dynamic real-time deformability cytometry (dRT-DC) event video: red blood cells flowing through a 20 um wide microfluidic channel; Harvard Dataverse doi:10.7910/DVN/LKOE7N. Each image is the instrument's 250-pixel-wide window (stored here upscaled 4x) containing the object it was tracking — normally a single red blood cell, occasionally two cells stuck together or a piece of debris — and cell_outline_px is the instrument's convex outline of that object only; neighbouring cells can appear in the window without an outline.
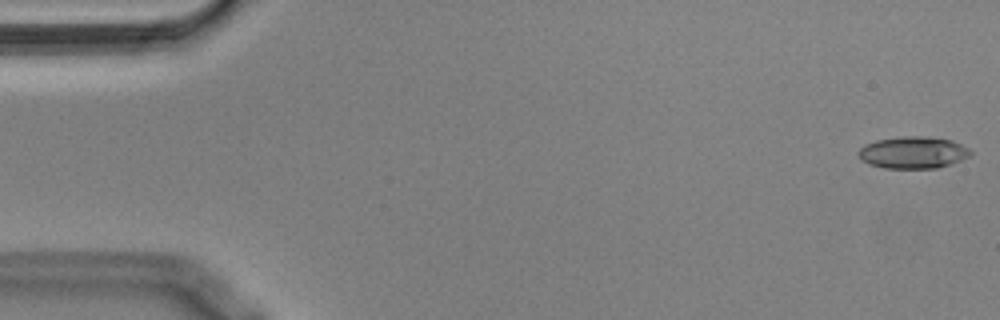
{"species": "Egyptian fruit bat (a non-hibernating species)", "species_latin": "Rousettus aegyptiacus", "temperature_condition": "cold", "stored_images_in_passage": 55, "camera_frame_rate_fps": 3000, "um_per_image_px": 0.085, "animal": {"sex": "male"}, "frame": {"image": 1, "passage_image": 1, "time_ms": 0.0, "image_size_px": [1000, 320], "cell_outline_px": [[972, 152], [968, 156], [960, 160], [936, 168], [884, 168], [868, 164], [856, 152], [864, 144], [876, 140], [904, 136], [924, 136], [952, 140], [968, 148]], "centroid_in_image_um": [77.57, 12.95], "position_along_channel_um": 7.4, "area_um2": 20.69}}
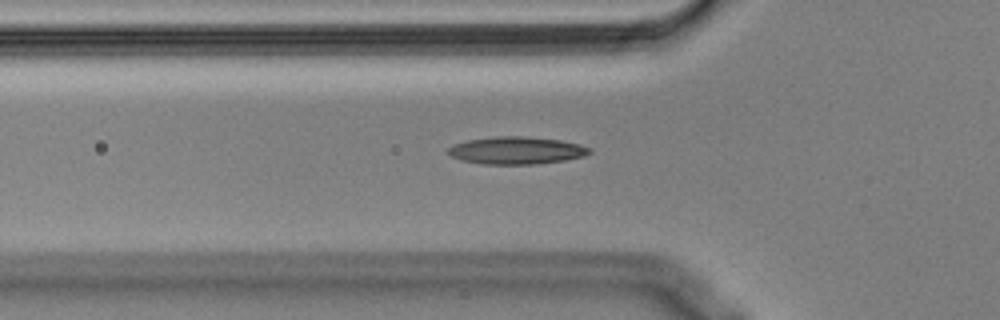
{"frame": {"image": 2, "passage_image": 18, "time_ms": 5.667, "image_size_px": [1000, 320], "cell_outline_px": [[592, 152], [584, 156], [564, 160], [536, 164], [480, 164], [460, 160], [452, 156], [448, 152], [448, 148], [452, 144], [468, 140], [496, 136], [524, 136], [560, 140], [580, 144], [592, 148]], "centroid_in_image_um": [43.9, 12.78], "position_along_channel_um": 81.9, "area_um2": 22.72}}
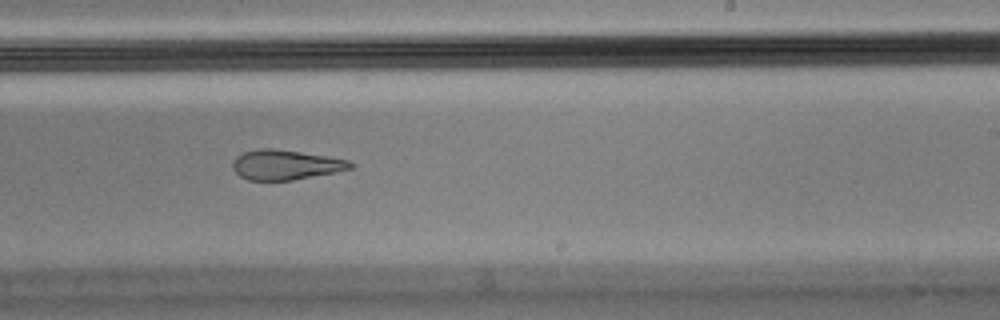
{"frame": {"image": 3, "passage_image": 33, "time_ms": 10.667, "image_size_px": [1000, 320], "cell_outline_px": [[352, 168], [336, 172], [292, 180], [248, 180], [240, 176], [232, 168], [232, 164], [236, 156], [244, 152], [260, 148], [272, 148], [328, 156], [348, 160], [352, 164]], "centroid_in_image_um": [24.25, 14.01], "position_along_channel_um": 264.8, "area_um2": 20.35}, "authors_computed_cell_mechanics": {"area_um2": 21.1548, "velocity_mm_per_s": 3.643, "shape_relaxation_time_tau1_ms": null, "shape_relaxation_time_tau2_ms": 3.7244, "deformation_change_tau1": null, "deformation_change_tau2": 0.1382}}